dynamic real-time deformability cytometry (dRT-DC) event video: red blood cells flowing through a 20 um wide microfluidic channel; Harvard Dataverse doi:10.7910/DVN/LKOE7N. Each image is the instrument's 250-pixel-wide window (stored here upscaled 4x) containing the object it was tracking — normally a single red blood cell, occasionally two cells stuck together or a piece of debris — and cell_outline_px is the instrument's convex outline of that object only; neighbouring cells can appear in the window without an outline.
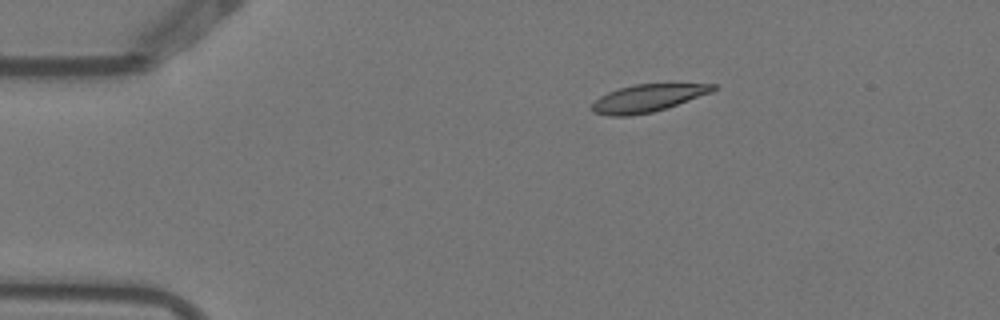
{"species": "Egyptian fruit bat (a non-hibernating species)", "species_latin": "Rousettus aegyptiacus", "temperature_condition": "warm", "stored_images_in_passage": 4, "camera_frame_rate_fps": 3000, "um_per_image_px": 0.085, "animal": {"sex": "female"}, "frame": {"image": 1, "passage_image": 1, "time_ms": 0.0, "image_size_px": [1000, 320], "cell_outline_px": [[716, 88], [712, 92], [652, 112], [628, 116], [608, 116], [592, 112], [592, 104], [600, 96], [608, 92], [620, 88], [636, 84], [716, 84]], "centroid_in_image_um": [55.0, 8.35], "position_along_channel_um": 30.0, "area_um2": 19.02}}
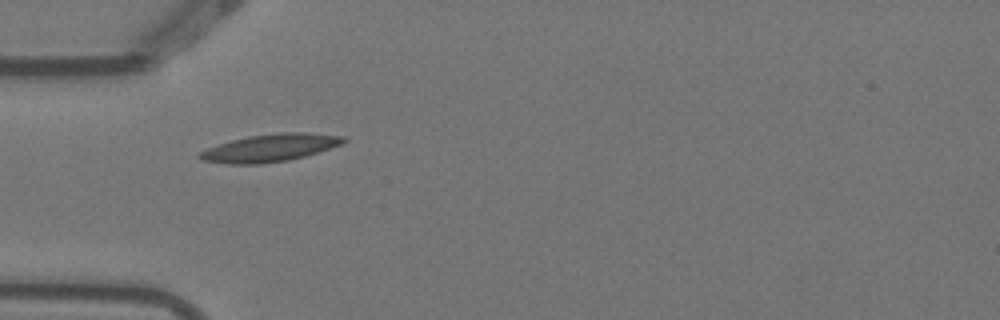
{"frame": {"image": 2, "passage_image": 3, "time_ms": 0.667, "image_size_px": [1000, 320], "cell_outline_px": [[348, 140], [344, 144], [304, 156], [288, 160], [260, 164], [228, 164], [200, 160], [196, 156], [200, 152], [208, 148], [232, 140], [248, 136], [280, 132], [304, 132], [348, 136]], "centroid_in_image_um": [23.0, 12.56], "position_along_channel_um": 62.0, "area_um2": 23.24}}
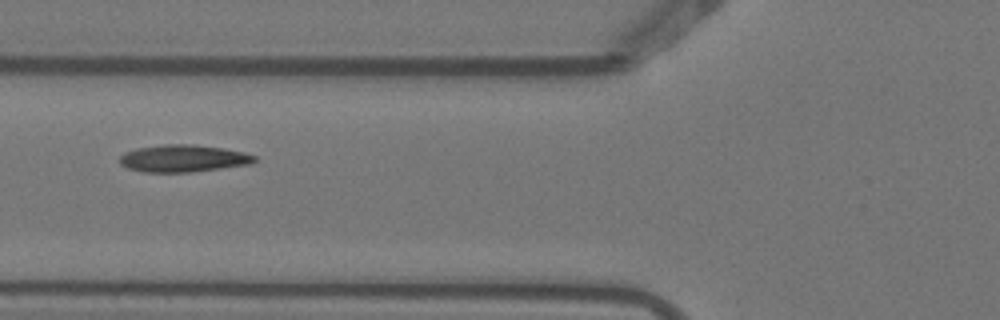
{"frame": {"image": 3, "passage_image": 4, "time_ms": 1.0, "image_size_px": [1000, 320], "cell_outline_px": [[256, 160], [252, 164], [192, 172], [144, 172], [128, 168], [120, 164], [120, 156], [124, 152], [136, 148], [164, 144], [192, 144], [224, 148], [244, 152], [256, 156]], "centroid_in_image_um": [15.58, 13.46], "position_along_channel_um": 110.2, "area_um2": 21.5}}